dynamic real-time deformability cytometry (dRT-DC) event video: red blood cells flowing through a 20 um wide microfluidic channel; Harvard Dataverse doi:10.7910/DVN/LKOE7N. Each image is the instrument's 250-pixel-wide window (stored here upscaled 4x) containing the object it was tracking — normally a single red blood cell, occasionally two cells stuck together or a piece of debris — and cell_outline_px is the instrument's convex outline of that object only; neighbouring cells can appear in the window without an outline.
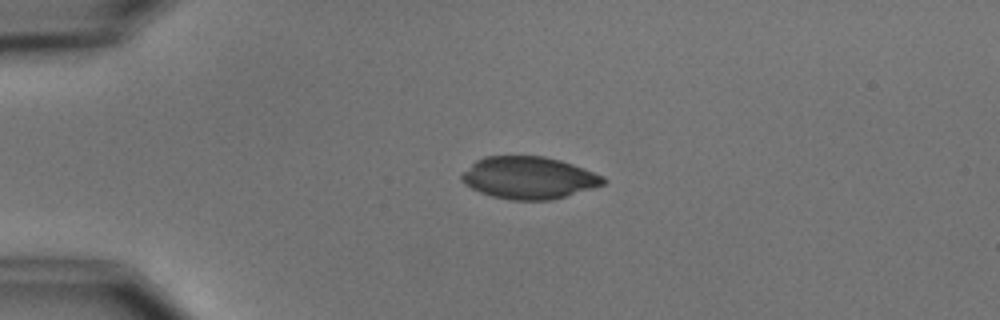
{"species": "common noctule bat (a hibernating species)", "species_latin": "Nyctalus noctula", "temperature_condition": "cold", "stored_images_in_passage": 6, "camera_frame_rate_fps": 3000, "um_per_image_px": 0.085, "animal": {"sex": "male", "body_mass_g": 15.6}, "frame": {"image": 1, "passage_image": 2, "time_ms": 1.0, "image_size_px": [1000, 320], "cell_outline_px": [[608, 180], [604, 184], [564, 196], [548, 200], [512, 200], [492, 196], [480, 192], [464, 184], [460, 180], [460, 176], [476, 160], [484, 156], [544, 156], [560, 160], [584, 168], [604, 176]], "centroid_in_image_um": [44.94, 15.1], "position_along_channel_um": 40.1, "area_um2": 34.62}}